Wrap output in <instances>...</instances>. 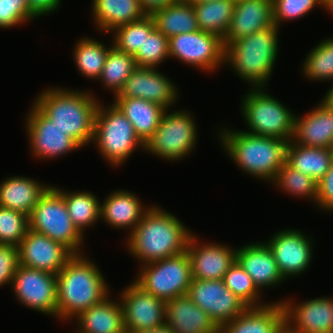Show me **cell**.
Segmentation results:
<instances>
[{
  "mask_svg": "<svg viewBox=\"0 0 333 333\" xmlns=\"http://www.w3.org/2000/svg\"><path fill=\"white\" fill-rule=\"evenodd\" d=\"M155 29L154 20L151 15L114 28L112 45L124 53L135 55L143 46L145 34H150Z\"/></svg>",
  "mask_w": 333,
  "mask_h": 333,
  "instance_id": "obj_37",
  "label": "cell"
},
{
  "mask_svg": "<svg viewBox=\"0 0 333 333\" xmlns=\"http://www.w3.org/2000/svg\"><path fill=\"white\" fill-rule=\"evenodd\" d=\"M192 233L175 215L151 205L127 237V251L145 265L185 252Z\"/></svg>",
  "mask_w": 333,
  "mask_h": 333,
  "instance_id": "obj_1",
  "label": "cell"
},
{
  "mask_svg": "<svg viewBox=\"0 0 333 333\" xmlns=\"http://www.w3.org/2000/svg\"><path fill=\"white\" fill-rule=\"evenodd\" d=\"M134 58L139 67L158 68V65L170 58L169 38L155 28L150 34H145L143 46Z\"/></svg>",
  "mask_w": 333,
  "mask_h": 333,
  "instance_id": "obj_41",
  "label": "cell"
},
{
  "mask_svg": "<svg viewBox=\"0 0 333 333\" xmlns=\"http://www.w3.org/2000/svg\"><path fill=\"white\" fill-rule=\"evenodd\" d=\"M19 266V248L11 244H0V287L11 285Z\"/></svg>",
  "mask_w": 333,
  "mask_h": 333,
  "instance_id": "obj_45",
  "label": "cell"
},
{
  "mask_svg": "<svg viewBox=\"0 0 333 333\" xmlns=\"http://www.w3.org/2000/svg\"><path fill=\"white\" fill-rule=\"evenodd\" d=\"M302 64L301 70L308 80L333 82V37L313 47Z\"/></svg>",
  "mask_w": 333,
  "mask_h": 333,
  "instance_id": "obj_38",
  "label": "cell"
},
{
  "mask_svg": "<svg viewBox=\"0 0 333 333\" xmlns=\"http://www.w3.org/2000/svg\"><path fill=\"white\" fill-rule=\"evenodd\" d=\"M91 8L96 27L105 34L146 15L138 0H93Z\"/></svg>",
  "mask_w": 333,
  "mask_h": 333,
  "instance_id": "obj_30",
  "label": "cell"
},
{
  "mask_svg": "<svg viewBox=\"0 0 333 333\" xmlns=\"http://www.w3.org/2000/svg\"><path fill=\"white\" fill-rule=\"evenodd\" d=\"M205 1H211V0H190V3H201V2H205Z\"/></svg>",
  "mask_w": 333,
  "mask_h": 333,
  "instance_id": "obj_52",
  "label": "cell"
},
{
  "mask_svg": "<svg viewBox=\"0 0 333 333\" xmlns=\"http://www.w3.org/2000/svg\"><path fill=\"white\" fill-rule=\"evenodd\" d=\"M109 297L74 318L78 324L76 333L126 332L120 300L115 302Z\"/></svg>",
  "mask_w": 333,
  "mask_h": 333,
  "instance_id": "obj_28",
  "label": "cell"
},
{
  "mask_svg": "<svg viewBox=\"0 0 333 333\" xmlns=\"http://www.w3.org/2000/svg\"><path fill=\"white\" fill-rule=\"evenodd\" d=\"M132 333H173L172 330L165 324L157 328L135 331Z\"/></svg>",
  "mask_w": 333,
  "mask_h": 333,
  "instance_id": "obj_49",
  "label": "cell"
},
{
  "mask_svg": "<svg viewBox=\"0 0 333 333\" xmlns=\"http://www.w3.org/2000/svg\"><path fill=\"white\" fill-rule=\"evenodd\" d=\"M166 325L173 333H219L210 315L187 296L165 302Z\"/></svg>",
  "mask_w": 333,
  "mask_h": 333,
  "instance_id": "obj_25",
  "label": "cell"
},
{
  "mask_svg": "<svg viewBox=\"0 0 333 333\" xmlns=\"http://www.w3.org/2000/svg\"><path fill=\"white\" fill-rule=\"evenodd\" d=\"M333 83V82H332ZM324 99L331 105H333V85L329 88L324 96Z\"/></svg>",
  "mask_w": 333,
  "mask_h": 333,
  "instance_id": "obj_51",
  "label": "cell"
},
{
  "mask_svg": "<svg viewBox=\"0 0 333 333\" xmlns=\"http://www.w3.org/2000/svg\"><path fill=\"white\" fill-rule=\"evenodd\" d=\"M92 142L112 167L122 166L136 149L145 150L132 123L114 103L107 107L99 103Z\"/></svg>",
  "mask_w": 333,
  "mask_h": 333,
  "instance_id": "obj_6",
  "label": "cell"
},
{
  "mask_svg": "<svg viewBox=\"0 0 333 333\" xmlns=\"http://www.w3.org/2000/svg\"><path fill=\"white\" fill-rule=\"evenodd\" d=\"M18 248L20 265L56 275L74 255L65 245L31 229Z\"/></svg>",
  "mask_w": 333,
  "mask_h": 333,
  "instance_id": "obj_19",
  "label": "cell"
},
{
  "mask_svg": "<svg viewBox=\"0 0 333 333\" xmlns=\"http://www.w3.org/2000/svg\"><path fill=\"white\" fill-rule=\"evenodd\" d=\"M174 2H189L190 0H173Z\"/></svg>",
  "mask_w": 333,
  "mask_h": 333,
  "instance_id": "obj_54",
  "label": "cell"
},
{
  "mask_svg": "<svg viewBox=\"0 0 333 333\" xmlns=\"http://www.w3.org/2000/svg\"><path fill=\"white\" fill-rule=\"evenodd\" d=\"M279 29L274 25L237 39L225 47L224 63L251 88L266 87L271 77L278 59Z\"/></svg>",
  "mask_w": 333,
  "mask_h": 333,
  "instance_id": "obj_5",
  "label": "cell"
},
{
  "mask_svg": "<svg viewBox=\"0 0 333 333\" xmlns=\"http://www.w3.org/2000/svg\"><path fill=\"white\" fill-rule=\"evenodd\" d=\"M284 328V307L281 301H277L262 307H248L222 325L219 333H280Z\"/></svg>",
  "mask_w": 333,
  "mask_h": 333,
  "instance_id": "obj_24",
  "label": "cell"
},
{
  "mask_svg": "<svg viewBox=\"0 0 333 333\" xmlns=\"http://www.w3.org/2000/svg\"><path fill=\"white\" fill-rule=\"evenodd\" d=\"M264 89L251 88L242 98L241 115L249 127V131L244 132L290 141L294 134L296 114Z\"/></svg>",
  "mask_w": 333,
  "mask_h": 333,
  "instance_id": "obj_7",
  "label": "cell"
},
{
  "mask_svg": "<svg viewBox=\"0 0 333 333\" xmlns=\"http://www.w3.org/2000/svg\"><path fill=\"white\" fill-rule=\"evenodd\" d=\"M32 104L25 122L31 155L37 159H53L82 148Z\"/></svg>",
  "mask_w": 333,
  "mask_h": 333,
  "instance_id": "obj_14",
  "label": "cell"
},
{
  "mask_svg": "<svg viewBox=\"0 0 333 333\" xmlns=\"http://www.w3.org/2000/svg\"><path fill=\"white\" fill-rule=\"evenodd\" d=\"M221 129L219 139L229 158L251 177L272 183L286 162L289 141L244 130Z\"/></svg>",
  "mask_w": 333,
  "mask_h": 333,
  "instance_id": "obj_4",
  "label": "cell"
},
{
  "mask_svg": "<svg viewBox=\"0 0 333 333\" xmlns=\"http://www.w3.org/2000/svg\"><path fill=\"white\" fill-rule=\"evenodd\" d=\"M322 8L333 14V0H318Z\"/></svg>",
  "mask_w": 333,
  "mask_h": 333,
  "instance_id": "obj_50",
  "label": "cell"
},
{
  "mask_svg": "<svg viewBox=\"0 0 333 333\" xmlns=\"http://www.w3.org/2000/svg\"><path fill=\"white\" fill-rule=\"evenodd\" d=\"M20 304L57 319V275L19 264L11 283Z\"/></svg>",
  "mask_w": 333,
  "mask_h": 333,
  "instance_id": "obj_12",
  "label": "cell"
},
{
  "mask_svg": "<svg viewBox=\"0 0 333 333\" xmlns=\"http://www.w3.org/2000/svg\"><path fill=\"white\" fill-rule=\"evenodd\" d=\"M305 234L297 229H284L265 242L273 252L284 279L298 277L311 266L314 244L312 238Z\"/></svg>",
  "mask_w": 333,
  "mask_h": 333,
  "instance_id": "obj_15",
  "label": "cell"
},
{
  "mask_svg": "<svg viewBox=\"0 0 333 333\" xmlns=\"http://www.w3.org/2000/svg\"><path fill=\"white\" fill-rule=\"evenodd\" d=\"M272 2L274 24L278 28H280L282 21L302 18L310 13L314 7H322L318 0H272Z\"/></svg>",
  "mask_w": 333,
  "mask_h": 333,
  "instance_id": "obj_43",
  "label": "cell"
},
{
  "mask_svg": "<svg viewBox=\"0 0 333 333\" xmlns=\"http://www.w3.org/2000/svg\"><path fill=\"white\" fill-rule=\"evenodd\" d=\"M141 98L168 109L179 99L175 84L156 68L137 66L114 98Z\"/></svg>",
  "mask_w": 333,
  "mask_h": 333,
  "instance_id": "obj_17",
  "label": "cell"
},
{
  "mask_svg": "<svg viewBox=\"0 0 333 333\" xmlns=\"http://www.w3.org/2000/svg\"><path fill=\"white\" fill-rule=\"evenodd\" d=\"M169 55L205 73H212L225 64L223 40L216 34L200 29L170 37Z\"/></svg>",
  "mask_w": 333,
  "mask_h": 333,
  "instance_id": "obj_11",
  "label": "cell"
},
{
  "mask_svg": "<svg viewBox=\"0 0 333 333\" xmlns=\"http://www.w3.org/2000/svg\"><path fill=\"white\" fill-rule=\"evenodd\" d=\"M155 28L167 38L199 30L193 4L174 2L151 14Z\"/></svg>",
  "mask_w": 333,
  "mask_h": 333,
  "instance_id": "obj_32",
  "label": "cell"
},
{
  "mask_svg": "<svg viewBox=\"0 0 333 333\" xmlns=\"http://www.w3.org/2000/svg\"><path fill=\"white\" fill-rule=\"evenodd\" d=\"M101 270L88 257L74 254L57 274V319L72 320L110 295Z\"/></svg>",
  "mask_w": 333,
  "mask_h": 333,
  "instance_id": "obj_2",
  "label": "cell"
},
{
  "mask_svg": "<svg viewBox=\"0 0 333 333\" xmlns=\"http://www.w3.org/2000/svg\"><path fill=\"white\" fill-rule=\"evenodd\" d=\"M192 233L187 244L193 279L221 280L236 261V249L221 243L198 241ZM202 242V243H199Z\"/></svg>",
  "mask_w": 333,
  "mask_h": 333,
  "instance_id": "obj_20",
  "label": "cell"
},
{
  "mask_svg": "<svg viewBox=\"0 0 333 333\" xmlns=\"http://www.w3.org/2000/svg\"><path fill=\"white\" fill-rule=\"evenodd\" d=\"M225 286L241 299L248 307L268 305L261 299V291L253 283L250 275L235 261L223 278ZM263 302V304H262Z\"/></svg>",
  "mask_w": 333,
  "mask_h": 333,
  "instance_id": "obj_40",
  "label": "cell"
},
{
  "mask_svg": "<svg viewBox=\"0 0 333 333\" xmlns=\"http://www.w3.org/2000/svg\"><path fill=\"white\" fill-rule=\"evenodd\" d=\"M113 103L132 123L136 135L144 144L155 133L166 110L159 104L134 97L114 98Z\"/></svg>",
  "mask_w": 333,
  "mask_h": 333,
  "instance_id": "obj_29",
  "label": "cell"
},
{
  "mask_svg": "<svg viewBox=\"0 0 333 333\" xmlns=\"http://www.w3.org/2000/svg\"><path fill=\"white\" fill-rule=\"evenodd\" d=\"M98 100L88 90L52 87L43 90L33 103L83 148L93 141Z\"/></svg>",
  "mask_w": 333,
  "mask_h": 333,
  "instance_id": "obj_3",
  "label": "cell"
},
{
  "mask_svg": "<svg viewBox=\"0 0 333 333\" xmlns=\"http://www.w3.org/2000/svg\"><path fill=\"white\" fill-rule=\"evenodd\" d=\"M285 326L293 333H333V298L317 297L300 303L281 300Z\"/></svg>",
  "mask_w": 333,
  "mask_h": 333,
  "instance_id": "obj_18",
  "label": "cell"
},
{
  "mask_svg": "<svg viewBox=\"0 0 333 333\" xmlns=\"http://www.w3.org/2000/svg\"><path fill=\"white\" fill-rule=\"evenodd\" d=\"M306 112L295 115L292 140L302 146L333 149V105L324 98Z\"/></svg>",
  "mask_w": 333,
  "mask_h": 333,
  "instance_id": "obj_21",
  "label": "cell"
},
{
  "mask_svg": "<svg viewBox=\"0 0 333 333\" xmlns=\"http://www.w3.org/2000/svg\"><path fill=\"white\" fill-rule=\"evenodd\" d=\"M101 203L100 219L116 229H129L131 233L140 222L144 213L150 208L145 207L137 194L127 190L112 191Z\"/></svg>",
  "mask_w": 333,
  "mask_h": 333,
  "instance_id": "obj_26",
  "label": "cell"
},
{
  "mask_svg": "<svg viewBox=\"0 0 333 333\" xmlns=\"http://www.w3.org/2000/svg\"><path fill=\"white\" fill-rule=\"evenodd\" d=\"M236 261L250 275L260 291L276 287L285 280L278 269L273 252L265 241L238 247Z\"/></svg>",
  "mask_w": 333,
  "mask_h": 333,
  "instance_id": "obj_23",
  "label": "cell"
},
{
  "mask_svg": "<svg viewBox=\"0 0 333 333\" xmlns=\"http://www.w3.org/2000/svg\"><path fill=\"white\" fill-rule=\"evenodd\" d=\"M55 188L62 194L74 226L84 236V229L95 225L100 220V199L89 191L68 192L62 188Z\"/></svg>",
  "mask_w": 333,
  "mask_h": 333,
  "instance_id": "obj_33",
  "label": "cell"
},
{
  "mask_svg": "<svg viewBox=\"0 0 333 333\" xmlns=\"http://www.w3.org/2000/svg\"><path fill=\"white\" fill-rule=\"evenodd\" d=\"M126 332L147 330L166 324L165 301L147 293L134 281L119 295Z\"/></svg>",
  "mask_w": 333,
  "mask_h": 333,
  "instance_id": "obj_16",
  "label": "cell"
},
{
  "mask_svg": "<svg viewBox=\"0 0 333 333\" xmlns=\"http://www.w3.org/2000/svg\"><path fill=\"white\" fill-rule=\"evenodd\" d=\"M286 162L318 183L330 169L333 149L302 146L291 139L287 146Z\"/></svg>",
  "mask_w": 333,
  "mask_h": 333,
  "instance_id": "obj_31",
  "label": "cell"
},
{
  "mask_svg": "<svg viewBox=\"0 0 333 333\" xmlns=\"http://www.w3.org/2000/svg\"><path fill=\"white\" fill-rule=\"evenodd\" d=\"M192 4L199 29L216 34L223 39L233 17L235 2L231 0H211Z\"/></svg>",
  "mask_w": 333,
  "mask_h": 333,
  "instance_id": "obj_34",
  "label": "cell"
},
{
  "mask_svg": "<svg viewBox=\"0 0 333 333\" xmlns=\"http://www.w3.org/2000/svg\"><path fill=\"white\" fill-rule=\"evenodd\" d=\"M280 333H293L286 326Z\"/></svg>",
  "mask_w": 333,
  "mask_h": 333,
  "instance_id": "obj_53",
  "label": "cell"
},
{
  "mask_svg": "<svg viewBox=\"0 0 333 333\" xmlns=\"http://www.w3.org/2000/svg\"><path fill=\"white\" fill-rule=\"evenodd\" d=\"M316 206L322 211L333 212V162L325 176L317 183Z\"/></svg>",
  "mask_w": 333,
  "mask_h": 333,
  "instance_id": "obj_46",
  "label": "cell"
},
{
  "mask_svg": "<svg viewBox=\"0 0 333 333\" xmlns=\"http://www.w3.org/2000/svg\"><path fill=\"white\" fill-rule=\"evenodd\" d=\"M36 17L29 11L27 0H0V28L30 22Z\"/></svg>",
  "mask_w": 333,
  "mask_h": 333,
  "instance_id": "obj_44",
  "label": "cell"
},
{
  "mask_svg": "<svg viewBox=\"0 0 333 333\" xmlns=\"http://www.w3.org/2000/svg\"><path fill=\"white\" fill-rule=\"evenodd\" d=\"M272 183L288 195L307 198L315 204L317 202V182L297 171L287 162L279 169Z\"/></svg>",
  "mask_w": 333,
  "mask_h": 333,
  "instance_id": "obj_39",
  "label": "cell"
},
{
  "mask_svg": "<svg viewBox=\"0 0 333 333\" xmlns=\"http://www.w3.org/2000/svg\"><path fill=\"white\" fill-rule=\"evenodd\" d=\"M50 186L26 176L8 177L0 183V206L29 216Z\"/></svg>",
  "mask_w": 333,
  "mask_h": 333,
  "instance_id": "obj_27",
  "label": "cell"
},
{
  "mask_svg": "<svg viewBox=\"0 0 333 333\" xmlns=\"http://www.w3.org/2000/svg\"><path fill=\"white\" fill-rule=\"evenodd\" d=\"M197 139L196 121L190 112L181 109L169 113L166 109L155 133L146 142L144 152L174 162L188 157Z\"/></svg>",
  "mask_w": 333,
  "mask_h": 333,
  "instance_id": "obj_9",
  "label": "cell"
},
{
  "mask_svg": "<svg viewBox=\"0 0 333 333\" xmlns=\"http://www.w3.org/2000/svg\"><path fill=\"white\" fill-rule=\"evenodd\" d=\"M29 229V216L0 206V244L19 246Z\"/></svg>",
  "mask_w": 333,
  "mask_h": 333,
  "instance_id": "obj_42",
  "label": "cell"
},
{
  "mask_svg": "<svg viewBox=\"0 0 333 333\" xmlns=\"http://www.w3.org/2000/svg\"><path fill=\"white\" fill-rule=\"evenodd\" d=\"M73 49L74 62L78 72L86 78L98 80L101 76L107 53L113 46L107 47L103 42L90 37H81ZM96 78V79H95Z\"/></svg>",
  "mask_w": 333,
  "mask_h": 333,
  "instance_id": "obj_35",
  "label": "cell"
},
{
  "mask_svg": "<svg viewBox=\"0 0 333 333\" xmlns=\"http://www.w3.org/2000/svg\"><path fill=\"white\" fill-rule=\"evenodd\" d=\"M29 11L38 19L40 16L54 13L60 7L61 0H27Z\"/></svg>",
  "mask_w": 333,
  "mask_h": 333,
  "instance_id": "obj_47",
  "label": "cell"
},
{
  "mask_svg": "<svg viewBox=\"0 0 333 333\" xmlns=\"http://www.w3.org/2000/svg\"><path fill=\"white\" fill-rule=\"evenodd\" d=\"M29 229L65 245L74 254L83 251L85 237L74 226L62 194L53 185L42 195L29 215Z\"/></svg>",
  "mask_w": 333,
  "mask_h": 333,
  "instance_id": "obj_8",
  "label": "cell"
},
{
  "mask_svg": "<svg viewBox=\"0 0 333 333\" xmlns=\"http://www.w3.org/2000/svg\"><path fill=\"white\" fill-rule=\"evenodd\" d=\"M136 67L133 55L112 46L107 53L106 62L98 80L102 81L104 88L110 89L115 97Z\"/></svg>",
  "mask_w": 333,
  "mask_h": 333,
  "instance_id": "obj_36",
  "label": "cell"
},
{
  "mask_svg": "<svg viewBox=\"0 0 333 333\" xmlns=\"http://www.w3.org/2000/svg\"><path fill=\"white\" fill-rule=\"evenodd\" d=\"M134 282L165 302L187 295L193 279L187 251L141 266Z\"/></svg>",
  "mask_w": 333,
  "mask_h": 333,
  "instance_id": "obj_10",
  "label": "cell"
},
{
  "mask_svg": "<svg viewBox=\"0 0 333 333\" xmlns=\"http://www.w3.org/2000/svg\"><path fill=\"white\" fill-rule=\"evenodd\" d=\"M187 296L210 315L220 328L242 314L248 306L230 291L221 280L192 279Z\"/></svg>",
  "mask_w": 333,
  "mask_h": 333,
  "instance_id": "obj_13",
  "label": "cell"
},
{
  "mask_svg": "<svg viewBox=\"0 0 333 333\" xmlns=\"http://www.w3.org/2000/svg\"><path fill=\"white\" fill-rule=\"evenodd\" d=\"M272 0H242L235 3L233 17L222 39L224 47L254 32L274 26Z\"/></svg>",
  "mask_w": 333,
  "mask_h": 333,
  "instance_id": "obj_22",
  "label": "cell"
},
{
  "mask_svg": "<svg viewBox=\"0 0 333 333\" xmlns=\"http://www.w3.org/2000/svg\"><path fill=\"white\" fill-rule=\"evenodd\" d=\"M231 1H233V2H235V3H236V2H238V1H242V0H231Z\"/></svg>",
  "mask_w": 333,
  "mask_h": 333,
  "instance_id": "obj_55",
  "label": "cell"
},
{
  "mask_svg": "<svg viewBox=\"0 0 333 333\" xmlns=\"http://www.w3.org/2000/svg\"><path fill=\"white\" fill-rule=\"evenodd\" d=\"M146 15H151L156 10L163 9L174 3L173 0H138Z\"/></svg>",
  "mask_w": 333,
  "mask_h": 333,
  "instance_id": "obj_48",
  "label": "cell"
}]
</instances>
